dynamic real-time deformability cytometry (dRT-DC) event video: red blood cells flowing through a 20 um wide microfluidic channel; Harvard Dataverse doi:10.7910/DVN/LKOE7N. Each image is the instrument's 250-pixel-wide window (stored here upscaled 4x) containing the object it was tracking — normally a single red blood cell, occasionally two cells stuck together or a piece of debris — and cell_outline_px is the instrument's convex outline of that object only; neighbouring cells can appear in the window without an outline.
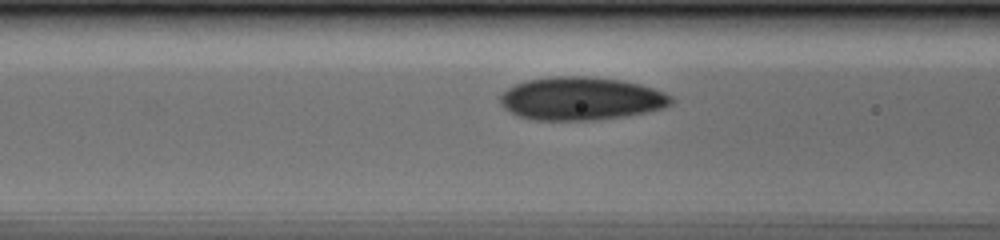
{"species": "human", "species_latin": "Homo sapiens", "temperature_condition": "cold", "stored_images_in_passage": 17, "camera_frame_rate_fps": 3000, "um_per_image_px": 0.085, "donor": {"sex": "male"}, "frame": {"image": 1, "passage_image": 8, "time_ms": 2.333, "image_size_px": [1000, 240], "cell_outline_px": [[672, 104], [664, 108], [624, 116], [596, 120], [536, 120], [520, 116], [504, 108], [500, 104], [500, 96], [508, 88], [516, 84], [528, 80], [552, 76], [584, 76], [620, 80], [640, 84], [664, 92], [672, 96]], "centroid_in_image_um": [49.4, 8.38], "position_along_channel_um": 117.2, "area_um2": 42.71}}
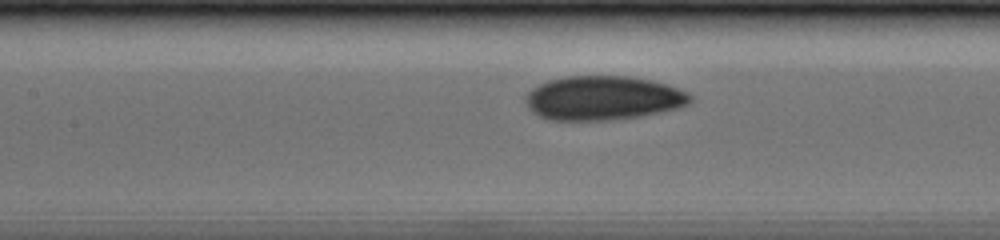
{"frame": {"image": 2, "passage_image": 11, "time_ms": 3.333, "image_size_px": [1000, 240], "cell_outline_px": [[692, 100], [688, 104], [676, 108], [660, 112], [640, 116], [608, 120], [548, 120], [532, 112], [528, 108], [524, 100], [524, 96], [532, 88], [548, 80], [568, 76], [628, 76], [652, 80], [668, 84], [688, 92], [692, 96]], "centroid_in_image_um": [51.24, 8.33], "position_along_channel_um": 156.2, "area_um2": 42.54}}
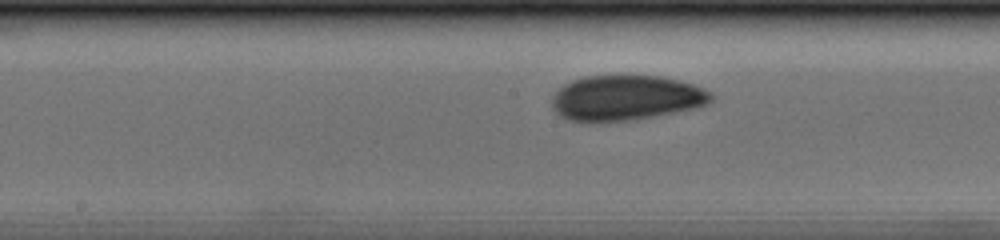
{"frame": {"image": 3, "passage_image": 14, "time_ms": 4.333, "image_size_px": [1000, 240], "cell_outline_px": [[716, 96], [708, 104], [692, 108], [656, 116], [636, 120], [584, 124], [568, 120], [560, 116], [552, 108], [552, 96], [564, 84], [572, 80], [584, 76], [660, 76], [680, 80], [704, 88], [712, 92]], "centroid_in_image_um": [53.18, 8.35], "position_along_channel_um": 195.0, "area_um2": 42.66}}